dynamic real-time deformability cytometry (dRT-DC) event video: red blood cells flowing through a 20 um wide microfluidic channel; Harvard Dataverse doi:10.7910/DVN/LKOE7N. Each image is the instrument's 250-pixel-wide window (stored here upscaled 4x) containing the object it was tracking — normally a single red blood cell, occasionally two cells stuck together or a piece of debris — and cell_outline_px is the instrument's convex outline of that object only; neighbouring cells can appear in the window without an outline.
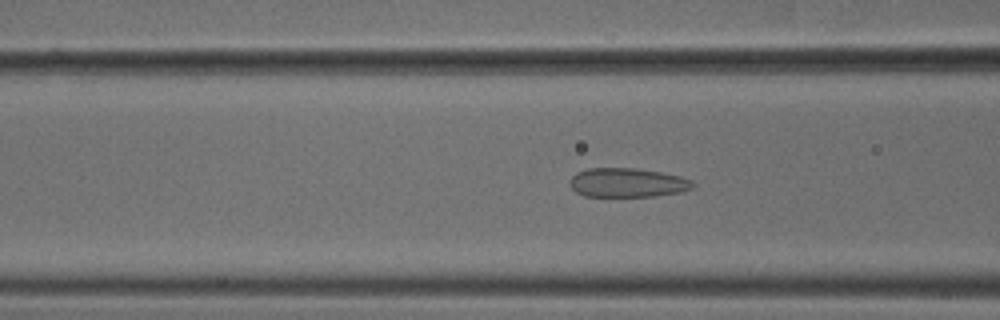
{"species": "common noctule bat (a hibernating species)", "species_latin": "Nyctalus noctula", "temperature_condition": "cold", "stored_images_in_passage": 49, "camera_frame_rate_fps": 3000, "um_per_image_px": 0.085, "animal": {"sex": "male", "body_mass_g": 18.8}, "frame": {"image": 1, "passage_image": 17, "time_ms": 5.333, "image_size_px": [1000, 320], "cell_outline_px": [[696, 184], [692, 188], [680, 192], [656, 196], [584, 196], [576, 192], [568, 184], [568, 180], [576, 172], [588, 168], [636, 168], [660, 172], [680, 176], [692, 180]], "centroid_in_image_um": [53.31, 15.52], "position_along_channel_um": 113.3, "area_um2": 21.04}}
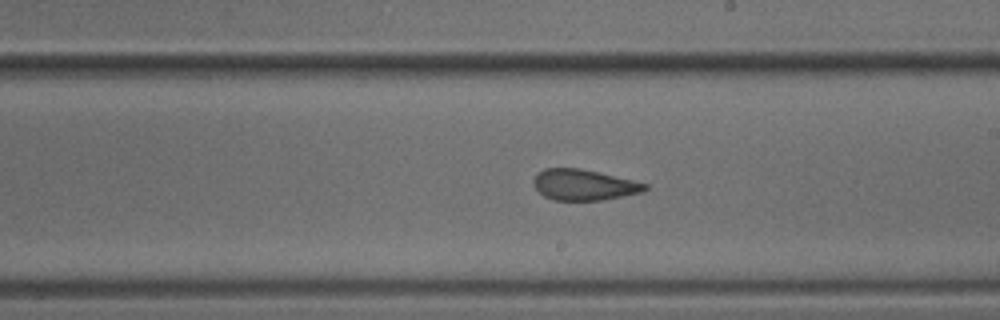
{"frame": {"image": 2, "passage_image": 27, "time_ms": 8.667, "image_size_px": [1000, 320], "cell_outline_px": [[648, 188], [644, 192], [604, 200], [552, 200], [544, 196], [536, 188], [532, 180], [544, 168], [580, 168], [632, 180], [648, 184]], "centroid_in_image_um": [49.65, 15.72], "position_along_channel_um": 239.4, "area_um2": 19.94}}
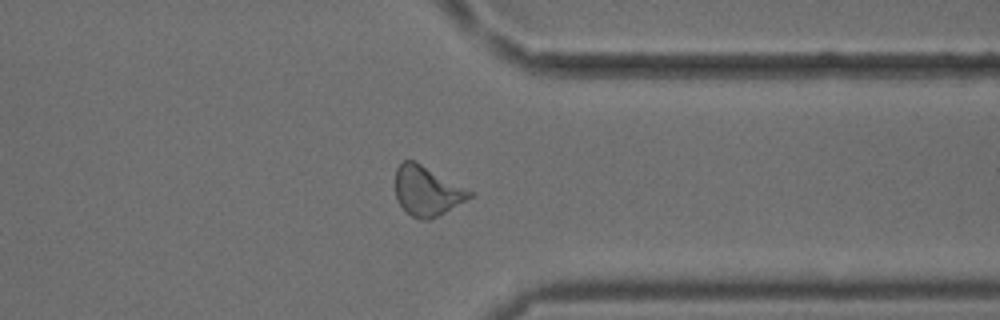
{"frame": {"image": 3, "passage_image": 38, "time_ms": 12.333, "image_size_px": [1000, 320], "cell_outline_px": [[476, 192], [472, 196], [444, 212], [428, 220], [424, 220], [412, 216], [396, 200], [396, 168], [404, 160], [416, 160]], "centroid_in_image_um": [36.32, 16.19], "position_along_channel_um": 375.1, "area_um2": 21.5}, "authors_computed_cell_mechanics": {"area_um2": 21.386, "velocity_mm_per_s": 3.7713, "shape_relaxation_time_tau1_ms": null, "shape_relaxation_time_tau2_ms": 1.6177, "deformation_change_tau1": null, "deformation_change_tau2": 0.0894}}